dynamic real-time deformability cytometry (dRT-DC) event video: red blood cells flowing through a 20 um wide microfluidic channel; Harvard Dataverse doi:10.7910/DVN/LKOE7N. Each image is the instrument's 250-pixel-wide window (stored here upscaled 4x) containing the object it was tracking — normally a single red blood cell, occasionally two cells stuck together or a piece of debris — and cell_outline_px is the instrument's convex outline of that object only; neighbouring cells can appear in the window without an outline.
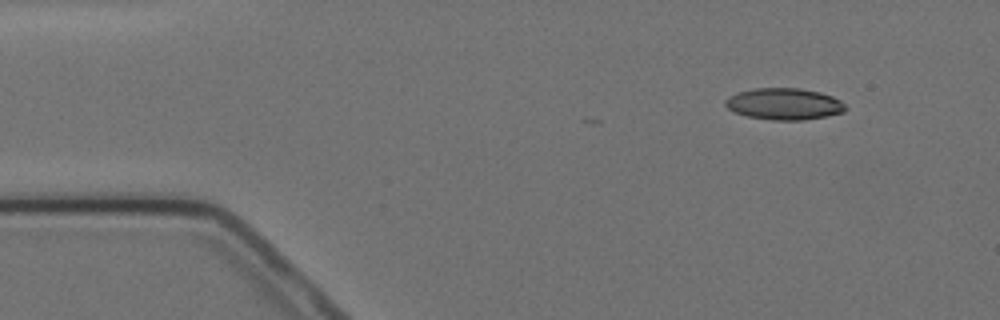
{"species": "Egyptian fruit bat (a non-hibernating species)", "species_latin": "Rousettus aegyptiacus", "temperature_condition": "cold", "stored_images_in_passage": 4, "camera_frame_rate_fps": 3000, "um_per_image_px": 0.085, "animal": {"sex": "female"}, "frame": {"image": 1, "passage_image": 1, "time_ms": 0.0, "image_size_px": [1000, 320], "cell_outline_px": [[848, 108], [844, 112], [828, 116], [804, 120], [772, 120], [748, 116], [736, 112], [728, 108], [724, 104], [724, 100], [728, 96], [736, 92], [752, 88], [800, 88], [820, 92], [832, 96], [840, 100]], "centroid_in_image_um": [66.66, 8.83], "position_along_channel_um": 18.3, "area_um2": 22.31}}
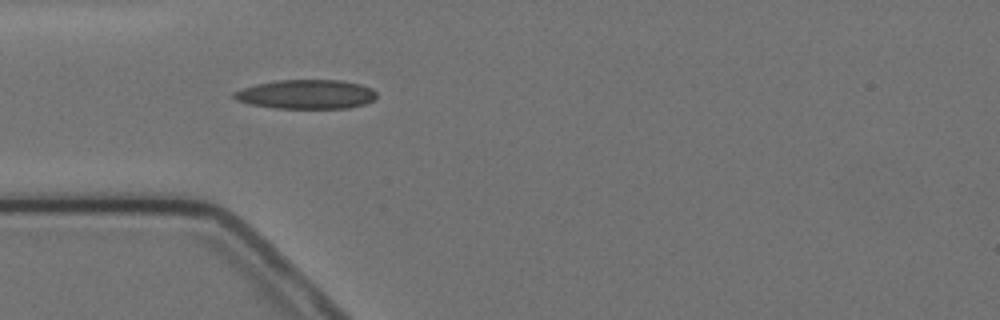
{"frame": {"image": 2, "passage_image": 4, "time_ms": 3.333, "image_size_px": [1000, 320], "cell_outline_px": [[376, 96], [372, 100], [364, 104], [348, 108], [276, 108], [252, 104], [236, 100], [232, 96], [232, 92], [256, 84], [276, 80], [340, 80], [360, 84], [372, 88], [376, 92]], "centroid_in_image_um": [26.03, 8.01], "position_along_channel_um": 59.0, "area_um2": 24.16}}